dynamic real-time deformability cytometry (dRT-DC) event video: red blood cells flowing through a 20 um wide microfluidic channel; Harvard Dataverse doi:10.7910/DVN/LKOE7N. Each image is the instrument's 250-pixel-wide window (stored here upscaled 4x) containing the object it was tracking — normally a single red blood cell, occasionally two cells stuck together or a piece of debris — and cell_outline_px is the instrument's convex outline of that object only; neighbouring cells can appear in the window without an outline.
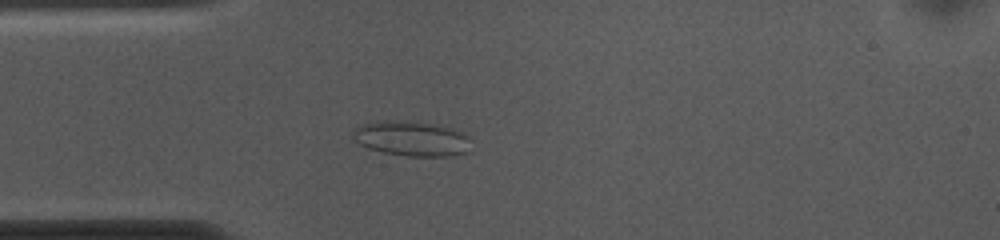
{"species": "common noctule bat (a hibernating species)", "species_latin": "Nyctalus noctula", "temperature_condition": "cold", "stored_images_in_passage": 53, "camera_frame_rate_fps": 3000, "um_per_image_px": 0.085, "animal": {"sex": "female", "body_mass_g": 10.0, "forearm_length_mm": 53.1}, "frame": {"image": 1, "passage_image": 13, "time_ms": 4.0, "image_size_px": [1000, 240], "cell_outline_px": [[468, 152], [452, 156], [408, 156], [384, 152], [368, 148], [352, 140], [352, 128], [360, 124], [388, 120], [396, 120], [440, 124], [456, 128], [464, 132], [468, 136]], "centroid_in_image_um": [34.97, 11.76], "position_along_channel_um": 50.0, "area_um2": 24.45}}
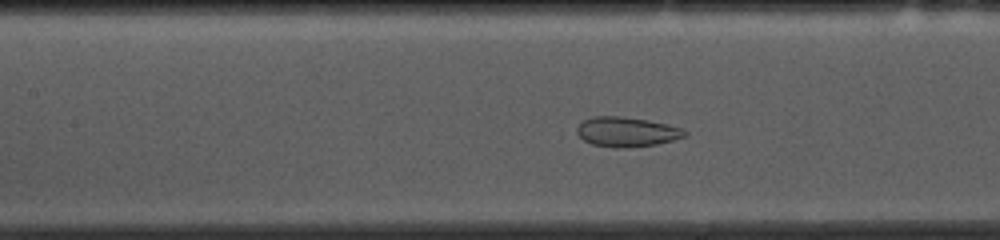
{"frame": {"image": 2, "passage_image": 22, "time_ms": 7.0, "image_size_px": [1000, 240], "cell_outline_px": [[688, 136], [656, 144], [624, 148], [616, 148], [592, 144], [584, 140], [576, 132], [576, 128], [584, 120], [592, 116], [620, 116], [648, 120], [668, 124], [684, 128], [688, 132]], "centroid_in_image_um": [53.3, 11.2], "position_along_channel_um": 154.1, "area_um2": 18.79}}
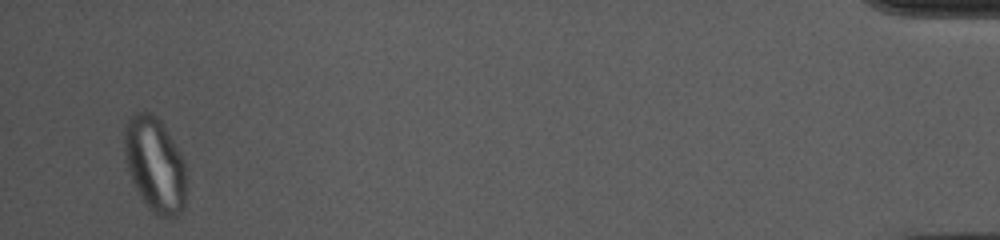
{"frame": {"image": 3, "passage_image": 51, "time_ms": 16.667, "image_size_px": [1000, 240], "cell_outline_px": [[184, 208], [176, 216], [160, 216], [140, 196], [132, 180], [124, 156], [124, 132], [128, 120], [136, 112], [144, 108], [156, 116], [160, 120], [184, 160]], "centroid_in_image_um": [13.14, 13.92], "position_along_channel_um": 422.1, "area_um2": 33.47}, "authors_computed_cell_mechanics": {"area_um2": 26.3568, "velocity_mm_per_s": 3.6734, "shape_relaxation_time_tau1_ms": null, "shape_relaxation_time_tau2_ms": 1.0086, "deformation_change_tau1": null, "deformation_change_tau2": 0.0717}}